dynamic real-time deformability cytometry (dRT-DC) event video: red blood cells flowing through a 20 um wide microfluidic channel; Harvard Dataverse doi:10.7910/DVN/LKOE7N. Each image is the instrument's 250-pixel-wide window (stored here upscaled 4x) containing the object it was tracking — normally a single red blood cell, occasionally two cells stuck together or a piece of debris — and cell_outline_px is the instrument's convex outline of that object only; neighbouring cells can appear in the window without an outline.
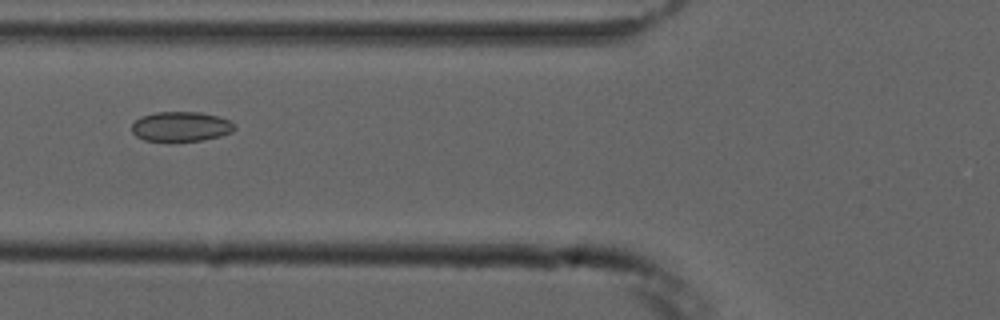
{"species": "common noctule bat (a hibernating species)", "species_latin": "Nyctalus noctula", "temperature_condition": "cold", "stored_images_in_passage": 6, "camera_frame_rate_fps": 3000, "um_per_image_px": 0.085, "animal": {"sex": "male", "forearm_length_mm": 52.5}, "frame": {"image": 1, "passage_image": 6, "time_ms": 6.0, "image_size_px": [1000, 320], "cell_outline_px": [[236, 128], [232, 132], [220, 136], [200, 140], [144, 140], [136, 136], [132, 132], [132, 124], [140, 116], [156, 112], [200, 112], [216, 116], [228, 120]], "centroid_in_image_um": [15.35, 10.74], "position_along_channel_um": 110.4, "area_um2": 17.51}}